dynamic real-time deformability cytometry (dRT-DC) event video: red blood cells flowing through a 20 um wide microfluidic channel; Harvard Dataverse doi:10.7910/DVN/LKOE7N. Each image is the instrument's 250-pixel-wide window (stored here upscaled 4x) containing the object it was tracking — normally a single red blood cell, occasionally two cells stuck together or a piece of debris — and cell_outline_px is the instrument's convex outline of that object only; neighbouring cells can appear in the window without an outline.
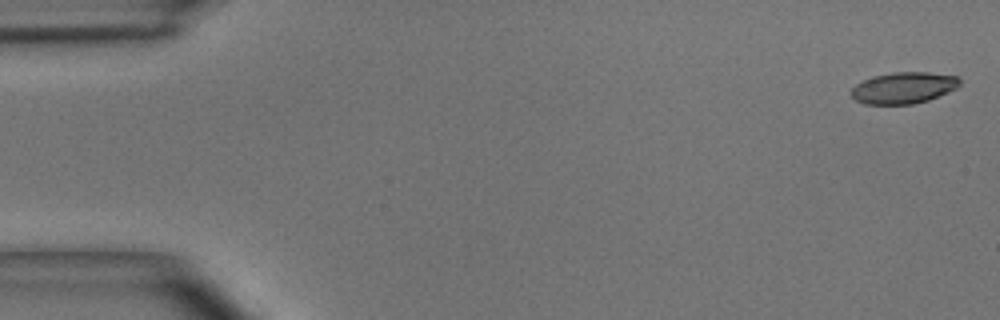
{"species": "common noctule bat (a hibernating species)", "species_latin": "Nyctalus noctula", "temperature_condition": "room temperature", "stored_images_in_passage": 5, "camera_frame_rate_fps": 3000, "um_per_image_px": 0.085, "animal": {"sex": "male", "body_mass_g": 15.6}, "frame": {"image": 1, "passage_image": 1, "time_ms": 0.0, "image_size_px": [1000, 320], "cell_outline_px": [[960, 84], [956, 88], [928, 100], [912, 104], [864, 104], [856, 100], [848, 92], [856, 84], [872, 76], [892, 72], [928, 72], [960, 76]], "centroid_in_image_um": [76.79, 7.45], "position_along_channel_um": 8.2, "area_um2": 19.94}}